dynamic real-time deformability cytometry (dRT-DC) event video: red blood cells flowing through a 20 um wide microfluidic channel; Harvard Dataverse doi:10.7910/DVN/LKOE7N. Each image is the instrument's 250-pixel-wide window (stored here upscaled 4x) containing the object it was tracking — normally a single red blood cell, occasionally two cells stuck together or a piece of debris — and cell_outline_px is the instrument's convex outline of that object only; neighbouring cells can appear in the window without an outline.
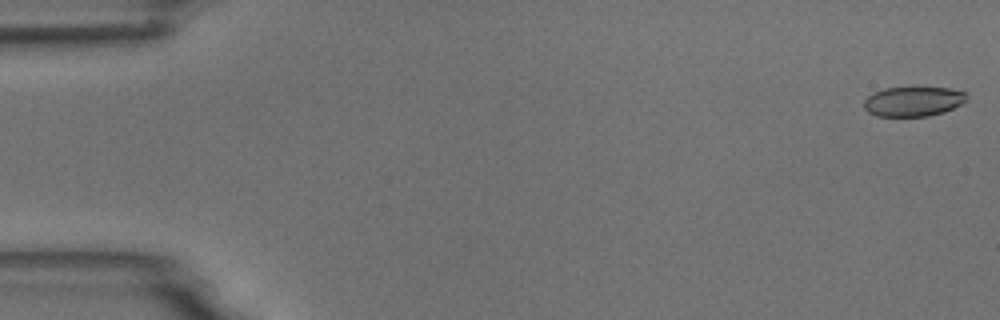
{"species": "common noctule bat (a hibernating species)", "species_latin": "Nyctalus noctula", "temperature_condition": "room temperature", "stored_images_in_passage": 54, "camera_frame_rate_fps": 3000, "um_per_image_px": 0.085, "animal": {"sex": "male", "body_mass_g": 18.8}, "frame": {"image": 1, "passage_image": 1, "time_ms": 0.0, "image_size_px": [1000, 320], "cell_outline_px": [[964, 100], [960, 104], [944, 112], [928, 116], [876, 116], [868, 112], [864, 108], [864, 100], [868, 96], [884, 88], [912, 84], [948, 88], [964, 92]], "centroid_in_image_um": [77.57, 8.57], "position_along_channel_um": 7.4, "area_um2": 18.32}}
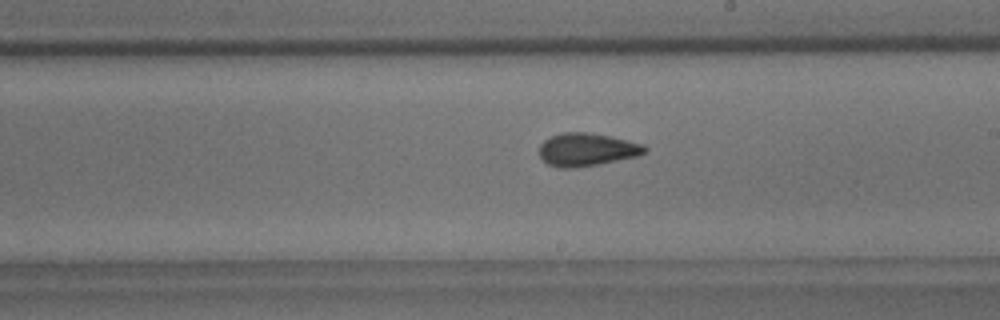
{"frame": {"image": 2, "passage_image": 31, "time_ms": 10.0, "image_size_px": [1000, 320], "cell_outline_px": [[648, 152], [636, 156], [600, 164], [576, 168], [560, 168], [548, 164], [540, 156], [540, 144], [544, 140], [552, 136], [564, 132], [584, 132], [608, 136], [644, 144], [648, 148]], "centroid_in_image_um": [49.89, 12.72], "position_along_channel_um": 239.1, "area_um2": 20.17}}
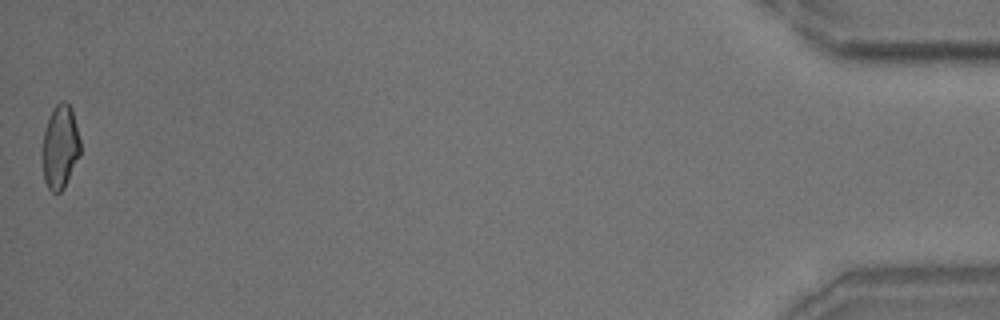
{"frame": {"image": 3, "passage_image": 54, "time_ms": 17.667, "image_size_px": [1000, 320], "cell_outline_px": [[80, 156], [64, 188], [60, 192], [52, 192], [48, 188], [44, 180], [40, 156], [40, 148], [44, 132], [52, 108], [60, 100], [64, 100], [72, 108], [80, 140]], "centroid_in_image_um": [5.08, 12.49], "position_along_channel_um": 430.1, "area_um2": 19.07}, "authors_computed_cell_mechanics": {"area_um2": 19.4497, "velocity_mm_per_s": 3.7318, "shape_relaxation_time_tau1_ms": 8.2941, "shape_relaxation_time_tau2_ms": 1.9825, "deformation_change_tau1": 0.1674, "deformation_change_tau2": 0.0731}}